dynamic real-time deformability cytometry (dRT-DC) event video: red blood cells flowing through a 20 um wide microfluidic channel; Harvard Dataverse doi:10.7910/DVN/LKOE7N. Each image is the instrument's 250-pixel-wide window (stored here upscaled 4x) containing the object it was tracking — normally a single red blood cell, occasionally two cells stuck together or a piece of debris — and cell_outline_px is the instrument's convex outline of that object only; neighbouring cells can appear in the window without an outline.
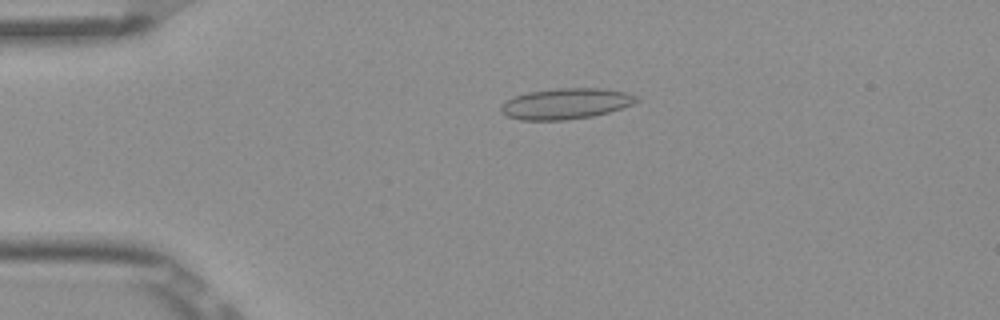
{"species": "Egyptian fruit bat (a non-hibernating species)", "species_latin": "Rousettus aegyptiacus", "temperature_condition": "room temperature", "stored_images_in_passage": 5, "camera_frame_rate_fps": 3000, "um_per_image_px": 0.085, "frame": {"image": 1, "passage_image": 4, "time_ms": 1.0, "image_size_px": [1000, 320], "cell_outline_px": [[640, 100], [632, 104], [608, 112], [592, 116], [564, 120], [520, 120], [508, 116], [500, 112], [500, 108], [508, 100], [516, 96], [528, 92], [560, 88], [600, 88], [624, 92], [636, 96]], "centroid_in_image_um": [48.09, 8.81], "position_along_channel_um": 36.9, "area_um2": 23.99}}